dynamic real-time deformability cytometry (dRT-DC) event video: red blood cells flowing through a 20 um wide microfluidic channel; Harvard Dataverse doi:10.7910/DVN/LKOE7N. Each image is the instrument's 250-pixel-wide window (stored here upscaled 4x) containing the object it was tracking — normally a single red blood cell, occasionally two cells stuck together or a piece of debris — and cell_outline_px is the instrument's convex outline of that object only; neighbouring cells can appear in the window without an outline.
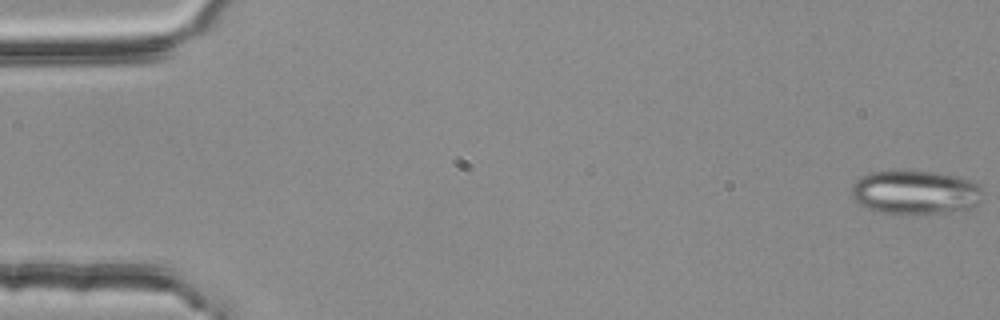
{"species": "common noctule bat (a hibernating species)", "species_latin": "Nyctalus noctula", "temperature_condition": "room temperature", "stored_images_in_passage": 15, "camera_frame_rate_fps": 3000, "um_per_image_px": 0.085, "animal": {"sex": "female", "body_mass_g": 25.1}, "frame": {"image": 1, "passage_image": 1, "time_ms": 0.0, "image_size_px": [1000, 320], "cell_outline_px": [[984, 192], [980, 204], [972, 208], [948, 212], [912, 216], [876, 212], [860, 204], [852, 196], [852, 184], [856, 180], [872, 172], [936, 172], [960, 176], [972, 180]], "centroid_in_image_um": [77.86, 16.39], "position_along_channel_um": 7.1, "area_um2": 34.1}}